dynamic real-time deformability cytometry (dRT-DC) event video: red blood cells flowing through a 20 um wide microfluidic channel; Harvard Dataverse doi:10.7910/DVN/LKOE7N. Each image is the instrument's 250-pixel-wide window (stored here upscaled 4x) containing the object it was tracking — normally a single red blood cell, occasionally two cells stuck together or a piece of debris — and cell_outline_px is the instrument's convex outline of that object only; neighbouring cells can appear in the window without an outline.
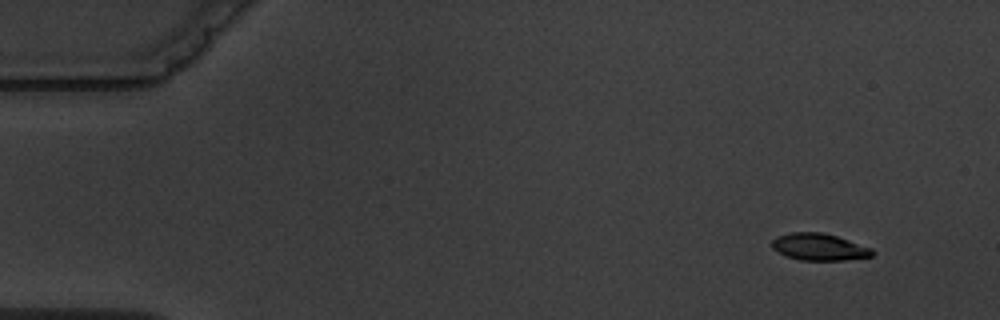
{"species": "common noctule bat (a hibernating species)", "species_latin": "Nyctalus noctula", "temperature_condition": "warm", "stored_images_in_passage": 10, "camera_frame_rate_fps": 3000, "um_per_image_px": 0.085, "animal": {"sex": "male", "body_mass_g": 19.5, "forearm_length_mm": 54.6}, "frame": {"image": 1, "passage_image": 2, "time_ms": 1.0, "image_size_px": [1000, 320], "cell_outline_px": [[876, 252], [872, 256], [844, 260], [800, 260], [784, 256], [772, 248], [772, 240], [776, 236], [792, 232], [820, 232], [836, 236], [872, 248]], "centroid_in_image_um": [69.61, 20.99], "position_along_channel_um": 15.4, "area_um2": 15.78}}
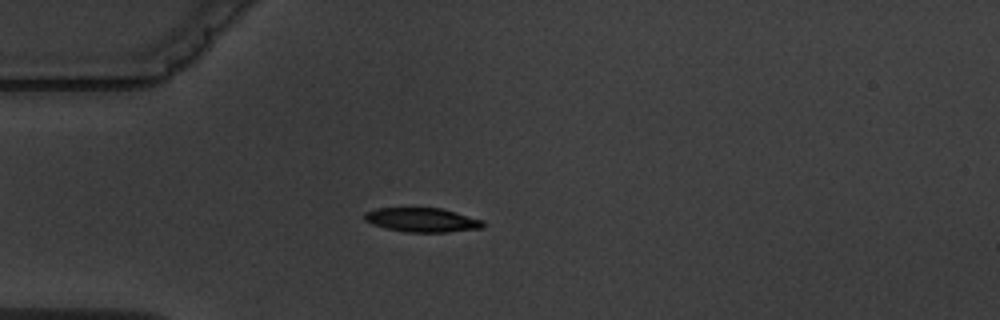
{"frame": {"image": 2, "passage_image": 4, "time_ms": 4.667, "image_size_px": [1000, 320], "cell_outline_px": [[484, 228], [448, 232], [404, 232], [372, 224], [364, 220], [364, 212], [376, 208], [440, 208], [456, 212], [484, 220]], "centroid_in_image_um": [35.89, 18.69], "position_along_channel_um": 49.1, "area_um2": 16.76}}